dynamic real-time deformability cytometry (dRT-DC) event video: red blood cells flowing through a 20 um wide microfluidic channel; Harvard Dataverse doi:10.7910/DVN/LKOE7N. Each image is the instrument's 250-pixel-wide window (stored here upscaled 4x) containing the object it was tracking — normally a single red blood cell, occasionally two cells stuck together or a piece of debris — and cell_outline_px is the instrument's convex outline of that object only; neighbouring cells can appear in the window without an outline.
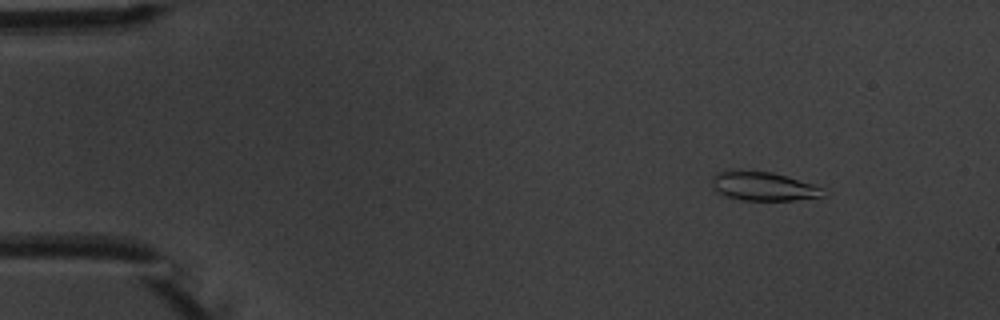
{"species": "common noctule bat (a hibernating species)", "species_latin": "Nyctalus noctula", "temperature_condition": "warm", "stored_images_in_passage": 5, "camera_frame_rate_fps": 3000, "um_per_image_px": 0.085, "animal": {"sex": "male", "body_mass_g": 20.1, "forearm_length_mm": 53.5}, "frame": {"image": 1, "passage_image": 2, "time_ms": 1.333, "image_size_px": [1000, 320], "cell_outline_px": [[832, 192], [824, 196], [796, 200], [740, 200], [720, 196], [712, 188], [712, 176], [720, 172], [740, 168], [772, 172], [788, 176], [812, 184]], "centroid_in_image_um": [64.86, 15.82], "position_along_channel_um": 20.1, "area_um2": 19.48}}